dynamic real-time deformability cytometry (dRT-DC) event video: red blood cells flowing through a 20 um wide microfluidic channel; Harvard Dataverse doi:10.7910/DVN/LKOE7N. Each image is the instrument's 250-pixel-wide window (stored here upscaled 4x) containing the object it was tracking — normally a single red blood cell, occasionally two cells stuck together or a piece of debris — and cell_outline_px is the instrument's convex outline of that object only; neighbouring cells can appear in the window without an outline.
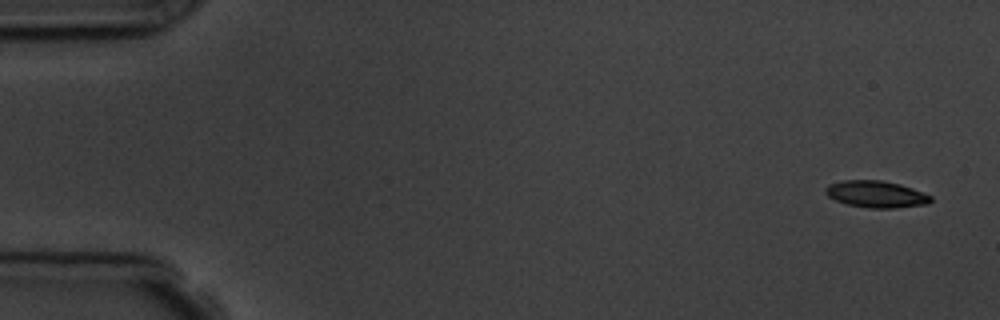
{"species": "common noctule bat (a hibernating species)", "species_latin": "Nyctalus noctula", "temperature_condition": "room temperature", "stored_images_in_passage": 5, "camera_frame_rate_fps": 3000, "um_per_image_px": 0.085, "animal": {"sex": "male", "body_mass_g": 19.5, "forearm_length_mm": 54.6}, "frame": {"image": 1, "passage_image": 1, "time_ms": 0.0, "image_size_px": [1000, 320], "cell_outline_px": [[932, 200], [928, 204], [896, 208], [868, 208], [848, 204], [836, 200], [828, 196], [824, 192], [824, 188], [828, 184], [844, 180], [880, 180], [900, 184], [912, 188], [932, 196]], "centroid_in_image_um": [74.47, 16.5], "position_along_channel_um": 10.5, "area_um2": 16.47}}
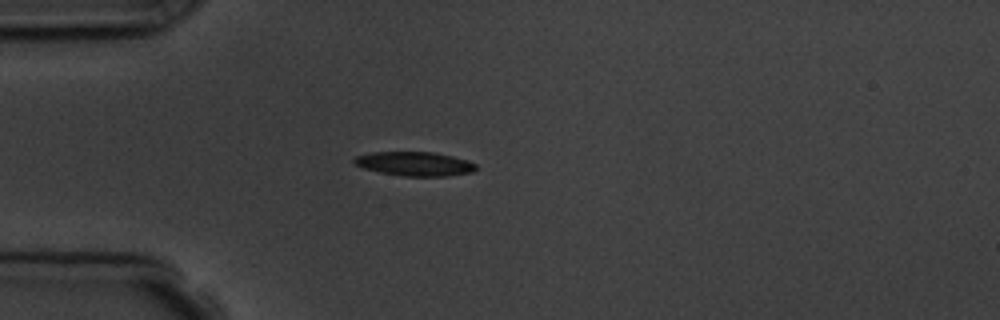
{"frame": {"image": 2, "passage_image": 5, "time_ms": 4.333, "image_size_px": [1000, 320], "cell_outline_px": [[476, 168], [472, 172], [448, 176], [404, 176], [380, 172], [364, 168], [356, 164], [352, 160], [356, 156], [372, 152], [432, 152], [452, 156], [468, 160], [476, 164]], "centroid_in_image_um": [35.26, 13.92], "position_along_channel_um": 49.7, "area_um2": 16.99}}